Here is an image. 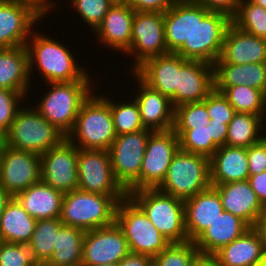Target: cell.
<instances>
[{"label": "cell", "mask_w": 266, "mask_h": 266, "mask_svg": "<svg viewBox=\"0 0 266 266\" xmlns=\"http://www.w3.org/2000/svg\"><path fill=\"white\" fill-rule=\"evenodd\" d=\"M38 31L39 29L32 32L26 44L30 78L33 77L34 70L38 69L41 74L38 76H42L45 83L93 80L86 67L77 64L70 46Z\"/></svg>", "instance_id": "cell-1"}, {"label": "cell", "mask_w": 266, "mask_h": 266, "mask_svg": "<svg viewBox=\"0 0 266 266\" xmlns=\"http://www.w3.org/2000/svg\"><path fill=\"white\" fill-rule=\"evenodd\" d=\"M94 91L82 103L73 130L67 139L78 149L109 150L117 137L109 95Z\"/></svg>", "instance_id": "cell-2"}, {"label": "cell", "mask_w": 266, "mask_h": 266, "mask_svg": "<svg viewBox=\"0 0 266 266\" xmlns=\"http://www.w3.org/2000/svg\"><path fill=\"white\" fill-rule=\"evenodd\" d=\"M48 85L50 90L43 93L40 102L34 103L33 107L67 137L73 130L82 103L96 86L93 80L51 82Z\"/></svg>", "instance_id": "cell-3"}, {"label": "cell", "mask_w": 266, "mask_h": 266, "mask_svg": "<svg viewBox=\"0 0 266 266\" xmlns=\"http://www.w3.org/2000/svg\"><path fill=\"white\" fill-rule=\"evenodd\" d=\"M232 18L222 12L209 11L193 1V31L189 40L176 52L187 60L214 65L219 58L224 37Z\"/></svg>", "instance_id": "cell-4"}, {"label": "cell", "mask_w": 266, "mask_h": 266, "mask_svg": "<svg viewBox=\"0 0 266 266\" xmlns=\"http://www.w3.org/2000/svg\"><path fill=\"white\" fill-rule=\"evenodd\" d=\"M128 196L171 243L188 242L184 200L166 194L158 188L128 192Z\"/></svg>", "instance_id": "cell-5"}, {"label": "cell", "mask_w": 266, "mask_h": 266, "mask_svg": "<svg viewBox=\"0 0 266 266\" xmlns=\"http://www.w3.org/2000/svg\"><path fill=\"white\" fill-rule=\"evenodd\" d=\"M118 202L110 195L75 189L64 194L60 220L66 226L84 231L95 230L115 222Z\"/></svg>", "instance_id": "cell-6"}, {"label": "cell", "mask_w": 266, "mask_h": 266, "mask_svg": "<svg viewBox=\"0 0 266 266\" xmlns=\"http://www.w3.org/2000/svg\"><path fill=\"white\" fill-rule=\"evenodd\" d=\"M65 138L35 107H25L24 104L5 133V145L41 155L59 145Z\"/></svg>", "instance_id": "cell-7"}, {"label": "cell", "mask_w": 266, "mask_h": 266, "mask_svg": "<svg viewBox=\"0 0 266 266\" xmlns=\"http://www.w3.org/2000/svg\"><path fill=\"white\" fill-rule=\"evenodd\" d=\"M210 186H212L210 159L179 149L169 165L165 180L158 189L173 197L186 200Z\"/></svg>", "instance_id": "cell-8"}, {"label": "cell", "mask_w": 266, "mask_h": 266, "mask_svg": "<svg viewBox=\"0 0 266 266\" xmlns=\"http://www.w3.org/2000/svg\"><path fill=\"white\" fill-rule=\"evenodd\" d=\"M115 222L121 228L130 252L154 258L171 244L129 196L118 202Z\"/></svg>", "instance_id": "cell-9"}, {"label": "cell", "mask_w": 266, "mask_h": 266, "mask_svg": "<svg viewBox=\"0 0 266 266\" xmlns=\"http://www.w3.org/2000/svg\"><path fill=\"white\" fill-rule=\"evenodd\" d=\"M152 132L143 129L118 135L109 148L114 176L127 193L140 190V169Z\"/></svg>", "instance_id": "cell-10"}, {"label": "cell", "mask_w": 266, "mask_h": 266, "mask_svg": "<svg viewBox=\"0 0 266 266\" xmlns=\"http://www.w3.org/2000/svg\"><path fill=\"white\" fill-rule=\"evenodd\" d=\"M78 189L112 196L117 202L128 196L116 180L109 150L78 149Z\"/></svg>", "instance_id": "cell-11"}, {"label": "cell", "mask_w": 266, "mask_h": 266, "mask_svg": "<svg viewBox=\"0 0 266 266\" xmlns=\"http://www.w3.org/2000/svg\"><path fill=\"white\" fill-rule=\"evenodd\" d=\"M47 15L26 0H0V49L26 46L27 40Z\"/></svg>", "instance_id": "cell-12"}, {"label": "cell", "mask_w": 266, "mask_h": 266, "mask_svg": "<svg viewBox=\"0 0 266 266\" xmlns=\"http://www.w3.org/2000/svg\"><path fill=\"white\" fill-rule=\"evenodd\" d=\"M167 53L169 51L165 41L164 13L135 11L131 45L124 54L134 58L130 71L134 72L149 58Z\"/></svg>", "instance_id": "cell-13"}, {"label": "cell", "mask_w": 266, "mask_h": 266, "mask_svg": "<svg viewBox=\"0 0 266 266\" xmlns=\"http://www.w3.org/2000/svg\"><path fill=\"white\" fill-rule=\"evenodd\" d=\"M39 154L4 145L0 152V186L13 197L41 180Z\"/></svg>", "instance_id": "cell-14"}, {"label": "cell", "mask_w": 266, "mask_h": 266, "mask_svg": "<svg viewBox=\"0 0 266 266\" xmlns=\"http://www.w3.org/2000/svg\"><path fill=\"white\" fill-rule=\"evenodd\" d=\"M179 149V137L173 129L149 135L140 169V189L158 188L162 184Z\"/></svg>", "instance_id": "cell-15"}, {"label": "cell", "mask_w": 266, "mask_h": 266, "mask_svg": "<svg viewBox=\"0 0 266 266\" xmlns=\"http://www.w3.org/2000/svg\"><path fill=\"white\" fill-rule=\"evenodd\" d=\"M129 252L128 242L114 222L85 232L81 266L117 265Z\"/></svg>", "instance_id": "cell-16"}, {"label": "cell", "mask_w": 266, "mask_h": 266, "mask_svg": "<svg viewBox=\"0 0 266 266\" xmlns=\"http://www.w3.org/2000/svg\"><path fill=\"white\" fill-rule=\"evenodd\" d=\"M78 148L65 138L59 145L40 155L41 180L66 194L78 188Z\"/></svg>", "instance_id": "cell-17"}, {"label": "cell", "mask_w": 266, "mask_h": 266, "mask_svg": "<svg viewBox=\"0 0 266 266\" xmlns=\"http://www.w3.org/2000/svg\"><path fill=\"white\" fill-rule=\"evenodd\" d=\"M131 73L138 84L134 99L138 104L144 128L153 132L173 129L175 108L171 100L147 85L135 72Z\"/></svg>", "instance_id": "cell-18"}, {"label": "cell", "mask_w": 266, "mask_h": 266, "mask_svg": "<svg viewBox=\"0 0 266 266\" xmlns=\"http://www.w3.org/2000/svg\"><path fill=\"white\" fill-rule=\"evenodd\" d=\"M187 61L176 53H167L147 59L134 72L147 85L168 97L176 108L178 73Z\"/></svg>", "instance_id": "cell-19"}, {"label": "cell", "mask_w": 266, "mask_h": 266, "mask_svg": "<svg viewBox=\"0 0 266 266\" xmlns=\"http://www.w3.org/2000/svg\"><path fill=\"white\" fill-rule=\"evenodd\" d=\"M134 16L135 10L129 4L114 3L94 31L96 41L125 54L131 45Z\"/></svg>", "instance_id": "cell-20"}, {"label": "cell", "mask_w": 266, "mask_h": 266, "mask_svg": "<svg viewBox=\"0 0 266 266\" xmlns=\"http://www.w3.org/2000/svg\"><path fill=\"white\" fill-rule=\"evenodd\" d=\"M214 89V65L199 60H188L178 73L176 107L203 101Z\"/></svg>", "instance_id": "cell-21"}, {"label": "cell", "mask_w": 266, "mask_h": 266, "mask_svg": "<svg viewBox=\"0 0 266 266\" xmlns=\"http://www.w3.org/2000/svg\"><path fill=\"white\" fill-rule=\"evenodd\" d=\"M188 241L194 242L223 212L218 191L208 189L184 200Z\"/></svg>", "instance_id": "cell-22"}, {"label": "cell", "mask_w": 266, "mask_h": 266, "mask_svg": "<svg viewBox=\"0 0 266 266\" xmlns=\"http://www.w3.org/2000/svg\"><path fill=\"white\" fill-rule=\"evenodd\" d=\"M215 63L236 65L266 63V39L245 33L231 24L226 31L220 56Z\"/></svg>", "instance_id": "cell-23"}, {"label": "cell", "mask_w": 266, "mask_h": 266, "mask_svg": "<svg viewBox=\"0 0 266 266\" xmlns=\"http://www.w3.org/2000/svg\"><path fill=\"white\" fill-rule=\"evenodd\" d=\"M212 186L220 195L224 211L244 220L250 227L255 226L265 208L258 200L248 180Z\"/></svg>", "instance_id": "cell-24"}, {"label": "cell", "mask_w": 266, "mask_h": 266, "mask_svg": "<svg viewBox=\"0 0 266 266\" xmlns=\"http://www.w3.org/2000/svg\"><path fill=\"white\" fill-rule=\"evenodd\" d=\"M247 148L224 145L210 158L211 185L248 180Z\"/></svg>", "instance_id": "cell-25"}, {"label": "cell", "mask_w": 266, "mask_h": 266, "mask_svg": "<svg viewBox=\"0 0 266 266\" xmlns=\"http://www.w3.org/2000/svg\"><path fill=\"white\" fill-rule=\"evenodd\" d=\"M250 228L244 220L224 211L194 243L201 255L213 256Z\"/></svg>", "instance_id": "cell-26"}, {"label": "cell", "mask_w": 266, "mask_h": 266, "mask_svg": "<svg viewBox=\"0 0 266 266\" xmlns=\"http://www.w3.org/2000/svg\"><path fill=\"white\" fill-rule=\"evenodd\" d=\"M30 82L27 47L0 49V88L21 92L27 97Z\"/></svg>", "instance_id": "cell-27"}, {"label": "cell", "mask_w": 266, "mask_h": 266, "mask_svg": "<svg viewBox=\"0 0 266 266\" xmlns=\"http://www.w3.org/2000/svg\"><path fill=\"white\" fill-rule=\"evenodd\" d=\"M63 196L62 192L40 180L15 198L31 217L41 220L60 218Z\"/></svg>", "instance_id": "cell-28"}, {"label": "cell", "mask_w": 266, "mask_h": 266, "mask_svg": "<svg viewBox=\"0 0 266 266\" xmlns=\"http://www.w3.org/2000/svg\"><path fill=\"white\" fill-rule=\"evenodd\" d=\"M264 250L258 231L251 227L230 244L222 247L213 257L219 266H258Z\"/></svg>", "instance_id": "cell-29"}, {"label": "cell", "mask_w": 266, "mask_h": 266, "mask_svg": "<svg viewBox=\"0 0 266 266\" xmlns=\"http://www.w3.org/2000/svg\"><path fill=\"white\" fill-rule=\"evenodd\" d=\"M246 85L266 94V63H214V87Z\"/></svg>", "instance_id": "cell-30"}, {"label": "cell", "mask_w": 266, "mask_h": 266, "mask_svg": "<svg viewBox=\"0 0 266 266\" xmlns=\"http://www.w3.org/2000/svg\"><path fill=\"white\" fill-rule=\"evenodd\" d=\"M165 41L169 53H176L193 31V0H177L164 13Z\"/></svg>", "instance_id": "cell-31"}, {"label": "cell", "mask_w": 266, "mask_h": 266, "mask_svg": "<svg viewBox=\"0 0 266 266\" xmlns=\"http://www.w3.org/2000/svg\"><path fill=\"white\" fill-rule=\"evenodd\" d=\"M37 220L31 217L15 197L7 204L0 216V235L2 241L10 243H29Z\"/></svg>", "instance_id": "cell-32"}, {"label": "cell", "mask_w": 266, "mask_h": 266, "mask_svg": "<svg viewBox=\"0 0 266 266\" xmlns=\"http://www.w3.org/2000/svg\"><path fill=\"white\" fill-rule=\"evenodd\" d=\"M85 232L64 225L57 234L52 256L44 266H81Z\"/></svg>", "instance_id": "cell-33"}, {"label": "cell", "mask_w": 266, "mask_h": 266, "mask_svg": "<svg viewBox=\"0 0 266 266\" xmlns=\"http://www.w3.org/2000/svg\"><path fill=\"white\" fill-rule=\"evenodd\" d=\"M265 117L236 112L228 125L226 145L248 148L260 142L266 136Z\"/></svg>", "instance_id": "cell-34"}, {"label": "cell", "mask_w": 266, "mask_h": 266, "mask_svg": "<svg viewBox=\"0 0 266 266\" xmlns=\"http://www.w3.org/2000/svg\"><path fill=\"white\" fill-rule=\"evenodd\" d=\"M227 98L237 113L266 116V94L246 85L214 87Z\"/></svg>", "instance_id": "cell-35"}, {"label": "cell", "mask_w": 266, "mask_h": 266, "mask_svg": "<svg viewBox=\"0 0 266 266\" xmlns=\"http://www.w3.org/2000/svg\"><path fill=\"white\" fill-rule=\"evenodd\" d=\"M64 226L60 218L37 220L32 238L28 243L45 265L51 258L59 230Z\"/></svg>", "instance_id": "cell-36"}, {"label": "cell", "mask_w": 266, "mask_h": 266, "mask_svg": "<svg viewBox=\"0 0 266 266\" xmlns=\"http://www.w3.org/2000/svg\"><path fill=\"white\" fill-rule=\"evenodd\" d=\"M179 137L180 150L200 154L208 157L213 156L219 146L212 140L211 125L195 127L194 129H173Z\"/></svg>", "instance_id": "cell-37"}, {"label": "cell", "mask_w": 266, "mask_h": 266, "mask_svg": "<svg viewBox=\"0 0 266 266\" xmlns=\"http://www.w3.org/2000/svg\"><path fill=\"white\" fill-rule=\"evenodd\" d=\"M232 24L245 33L266 39V9L249 0H241Z\"/></svg>", "instance_id": "cell-38"}, {"label": "cell", "mask_w": 266, "mask_h": 266, "mask_svg": "<svg viewBox=\"0 0 266 266\" xmlns=\"http://www.w3.org/2000/svg\"><path fill=\"white\" fill-rule=\"evenodd\" d=\"M112 99L114 98L109 97V105L117 136L145 129L142 124L138 104L134 98L124 100V102L120 99L117 102Z\"/></svg>", "instance_id": "cell-39"}, {"label": "cell", "mask_w": 266, "mask_h": 266, "mask_svg": "<svg viewBox=\"0 0 266 266\" xmlns=\"http://www.w3.org/2000/svg\"><path fill=\"white\" fill-rule=\"evenodd\" d=\"M200 252L192 241L171 243L154 259L160 266H192L200 256Z\"/></svg>", "instance_id": "cell-40"}, {"label": "cell", "mask_w": 266, "mask_h": 266, "mask_svg": "<svg viewBox=\"0 0 266 266\" xmlns=\"http://www.w3.org/2000/svg\"><path fill=\"white\" fill-rule=\"evenodd\" d=\"M0 266H44L36 252L28 244L2 242Z\"/></svg>", "instance_id": "cell-41"}, {"label": "cell", "mask_w": 266, "mask_h": 266, "mask_svg": "<svg viewBox=\"0 0 266 266\" xmlns=\"http://www.w3.org/2000/svg\"><path fill=\"white\" fill-rule=\"evenodd\" d=\"M209 121L205 98L203 101L177 106L173 129H194L195 127L206 126Z\"/></svg>", "instance_id": "cell-42"}, {"label": "cell", "mask_w": 266, "mask_h": 266, "mask_svg": "<svg viewBox=\"0 0 266 266\" xmlns=\"http://www.w3.org/2000/svg\"><path fill=\"white\" fill-rule=\"evenodd\" d=\"M71 7L81 18L85 25H89L91 31H95L102 23L104 16L113 6L112 0H68Z\"/></svg>", "instance_id": "cell-43"}, {"label": "cell", "mask_w": 266, "mask_h": 266, "mask_svg": "<svg viewBox=\"0 0 266 266\" xmlns=\"http://www.w3.org/2000/svg\"><path fill=\"white\" fill-rule=\"evenodd\" d=\"M26 99L21 92L0 88V130L4 133L11 127L17 111L26 102Z\"/></svg>", "instance_id": "cell-44"}, {"label": "cell", "mask_w": 266, "mask_h": 266, "mask_svg": "<svg viewBox=\"0 0 266 266\" xmlns=\"http://www.w3.org/2000/svg\"><path fill=\"white\" fill-rule=\"evenodd\" d=\"M206 108L210 121L213 123H225L229 125L236 114L233 106L228 102L222 92L215 88L206 97Z\"/></svg>", "instance_id": "cell-45"}, {"label": "cell", "mask_w": 266, "mask_h": 266, "mask_svg": "<svg viewBox=\"0 0 266 266\" xmlns=\"http://www.w3.org/2000/svg\"><path fill=\"white\" fill-rule=\"evenodd\" d=\"M249 174L257 175L266 171V136L247 148Z\"/></svg>", "instance_id": "cell-46"}, {"label": "cell", "mask_w": 266, "mask_h": 266, "mask_svg": "<svg viewBox=\"0 0 266 266\" xmlns=\"http://www.w3.org/2000/svg\"><path fill=\"white\" fill-rule=\"evenodd\" d=\"M177 0H130L128 3L137 12L165 13Z\"/></svg>", "instance_id": "cell-47"}, {"label": "cell", "mask_w": 266, "mask_h": 266, "mask_svg": "<svg viewBox=\"0 0 266 266\" xmlns=\"http://www.w3.org/2000/svg\"><path fill=\"white\" fill-rule=\"evenodd\" d=\"M209 11L222 12L231 18L237 13L241 0H193Z\"/></svg>", "instance_id": "cell-48"}, {"label": "cell", "mask_w": 266, "mask_h": 266, "mask_svg": "<svg viewBox=\"0 0 266 266\" xmlns=\"http://www.w3.org/2000/svg\"><path fill=\"white\" fill-rule=\"evenodd\" d=\"M248 181L262 206L266 209V171L250 175Z\"/></svg>", "instance_id": "cell-49"}, {"label": "cell", "mask_w": 266, "mask_h": 266, "mask_svg": "<svg viewBox=\"0 0 266 266\" xmlns=\"http://www.w3.org/2000/svg\"><path fill=\"white\" fill-rule=\"evenodd\" d=\"M211 125V137L212 140L219 146L226 145V138L228 133V125L225 123H213Z\"/></svg>", "instance_id": "cell-50"}, {"label": "cell", "mask_w": 266, "mask_h": 266, "mask_svg": "<svg viewBox=\"0 0 266 266\" xmlns=\"http://www.w3.org/2000/svg\"><path fill=\"white\" fill-rule=\"evenodd\" d=\"M150 256L129 252L117 265L118 266H146Z\"/></svg>", "instance_id": "cell-51"}, {"label": "cell", "mask_w": 266, "mask_h": 266, "mask_svg": "<svg viewBox=\"0 0 266 266\" xmlns=\"http://www.w3.org/2000/svg\"><path fill=\"white\" fill-rule=\"evenodd\" d=\"M254 228L258 231L261 240L264 244V249L266 250V209L261 214V216L257 219V222Z\"/></svg>", "instance_id": "cell-52"}, {"label": "cell", "mask_w": 266, "mask_h": 266, "mask_svg": "<svg viewBox=\"0 0 266 266\" xmlns=\"http://www.w3.org/2000/svg\"><path fill=\"white\" fill-rule=\"evenodd\" d=\"M26 1H29L33 4H35L39 9H41L46 15H48V13H52V10L54 9L55 7V10H57L56 8H58L57 5H56V2L55 1H50V0H26ZM55 2V3H54Z\"/></svg>", "instance_id": "cell-53"}, {"label": "cell", "mask_w": 266, "mask_h": 266, "mask_svg": "<svg viewBox=\"0 0 266 266\" xmlns=\"http://www.w3.org/2000/svg\"><path fill=\"white\" fill-rule=\"evenodd\" d=\"M192 266H219L213 256L200 255Z\"/></svg>", "instance_id": "cell-54"}, {"label": "cell", "mask_w": 266, "mask_h": 266, "mask_svg": "<svg viewBox=\"0 0 266 266\" xmlns=\"http://www.w3.org/2000/svg\"><path fill=\"white\" fill-rule=\"evenodd\" d=\"M13 196L0 186V216Z\"/></svg>", "instance_id": "cell-55"}, {"label": "cell", "mask_w": 266, "mask_h": 266, "mask_svg": "<svg viewBox=\"0 0 266 266\" xmlns=\"http://www.w3.org/2000/svg\"><path fill=\"white\" fill-rule=\"evenodd\" d=\"M251 3L262 6L266 9V0H249Z\"/></svg>", "instance_id": "cell-56"}, {"label": "cell", "mask_w": 266, "mask_h": 266, "mask_svg": "<svg viewBox=\"0 0 266 266\" xmlns=\"http://www.w3.org/2000/svg\"><path fill=\"white\" fill-rule=\"evenodd\" d=\"M258 266H266V250L263 251L261 260L258 263Z\"/></svg>", "instance_id": "cell-57"}, {"label": "cell", "mask_w": 266, "mask_h": 266, "mask_svg": "<svg viewBox=\"0 0 266 266\" xmlns=\"http://www.w3.org/2000/svg\"><path fill=\"white\" fill-rule=\"evenodd\" d=\"M5 145V133L0 130V148H2Z\"/></svg>", "instance_id": "cell-58"}, {"label": "cell", "mask_w": 266, "mask_h": 266, "mask_svg": "<svg viewBox=\"0 0 266 266\" xmlns=\"http://www.w3.org/2000/svg\"><path fill=\"white\" fill-rule=\"evenodd\" d=\"M146 266H160L158 264V262L154 259V258H151L148 263L146 264Z\"/></svg>", "instance_id": "cell-59"}, {"label": "cell", "mask_w": 266, "mask_h": 266, "mask_svg": "<svg viewBox=\"0 0 266 266\" xmlns=\"http://www.w3.org/2000/svg\"><path fill=\"white\" fill-rule=\"evenodd\" d=\"M114 3L128 4L130 0H112Z\"/></svg>", "instance_id": "cell-60"}, {"label": "cell", "mask_w": 266, "mask_h": 266, "mask_svg": "<svg viewBox=\"0 0 266 266\" xmlns=\"http://www.w3.org/2000/svg\"><path fill=\"white\" fill-rule=\"evenodd\" d=\"M98 266H118V265H115V264H103V265H98Z\"/></svg>", "instance_id": "cell-61"}, {"label": "cell", "mask_w": 266, "mask_h": 266, "mask_svg": "<svg viewBox=\"0 0 266 266\" xmlns=\"http://www.w3.org/2000/svg\"><path fill=\"white\" fill-rule=\"evenodd\" d=\"M2 242H3V241H2V238H1V235H0V246H1Z\"/></svg>", "instance_id": "cell-62"}]
</instances>
